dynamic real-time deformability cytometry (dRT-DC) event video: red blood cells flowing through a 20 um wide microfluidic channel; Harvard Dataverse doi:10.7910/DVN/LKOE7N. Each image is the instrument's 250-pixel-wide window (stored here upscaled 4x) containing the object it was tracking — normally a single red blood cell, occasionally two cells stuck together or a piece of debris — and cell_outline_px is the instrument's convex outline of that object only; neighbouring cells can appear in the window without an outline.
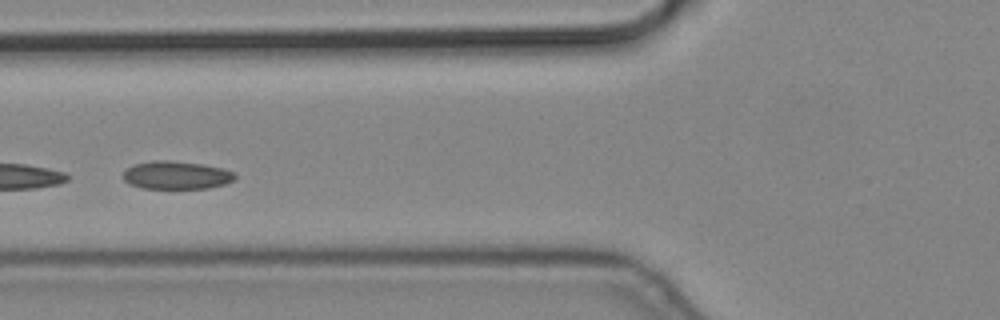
{"species": "common noctule bat (a hibernating species)", "species_latin": "Nyctalus noctula", "temperature_condition": "cold", "stored_images_in_passage": 18, "segment_of_instrument_passage": [2, 2], "camera_frame_rate_fps": 3000, "um_per_image_px": 0.085, "animal": {"sex": "male", "body_mass_g": 19.2, "forearm_length_mm": 51.8}, "frame": {"image": 1, "passage_image": 11, "time_ms": 3.333, "image_size_px": [1000, 320], "cell_outline_px": [[236, 180], [224, 184], [208, 188], [140, 188], [128, 184], [120, 176], [132, 164], [152, 160], [168, 160], [204, 164], [236, 172]], "centroid_in_image_um": [14.97, 14.88], "position_along_channel_um": 110.8, "area_um2": 18.55}}